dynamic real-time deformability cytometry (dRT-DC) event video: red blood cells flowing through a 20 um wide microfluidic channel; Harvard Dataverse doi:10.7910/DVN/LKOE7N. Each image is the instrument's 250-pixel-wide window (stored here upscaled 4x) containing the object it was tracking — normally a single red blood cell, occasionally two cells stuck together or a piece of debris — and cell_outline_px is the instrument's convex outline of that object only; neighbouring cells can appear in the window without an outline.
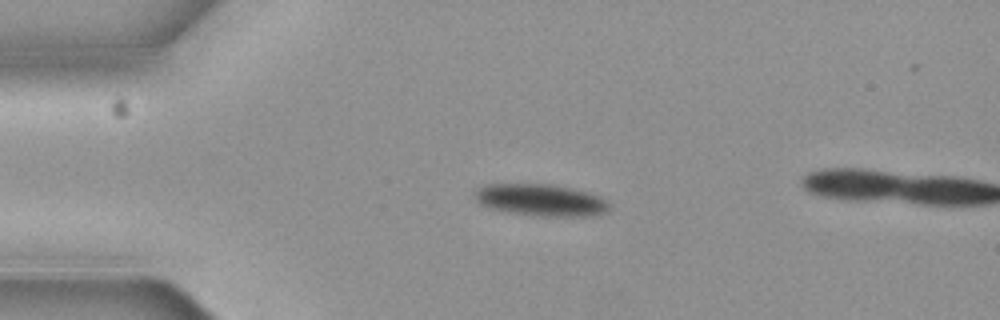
{"species": "common noctule bat (a hibernating species)", "species_latin": "Nyctalus noctula", "temperature_condition": "cold", "stored_images_in_passage": 6, "camera_frame_rate_fps": 3000, "um_per_image_px": 0.085, "animal": {"sex": "female", "body_mass_g": 19.3, "forearm_length_mm": 54.1}, "frame": {"image": 1, "passage_image": 6, "time_ms": 1.667, "image_size_px": [1000, 320], "cell_outline_px": [[612, 204], [604, 212], [584, 216], [536, 216], [508, 212], [488, 208], [480, 204], [476, 200], [476, 188], [484, 184], [552, 184], [572, 188], [588, 192], [600, 196], [608, 200]], "centroid_in_image_um": [45.96, 17.0], "position_along_channel_um": 39.0, "area_um2": 25.14}}